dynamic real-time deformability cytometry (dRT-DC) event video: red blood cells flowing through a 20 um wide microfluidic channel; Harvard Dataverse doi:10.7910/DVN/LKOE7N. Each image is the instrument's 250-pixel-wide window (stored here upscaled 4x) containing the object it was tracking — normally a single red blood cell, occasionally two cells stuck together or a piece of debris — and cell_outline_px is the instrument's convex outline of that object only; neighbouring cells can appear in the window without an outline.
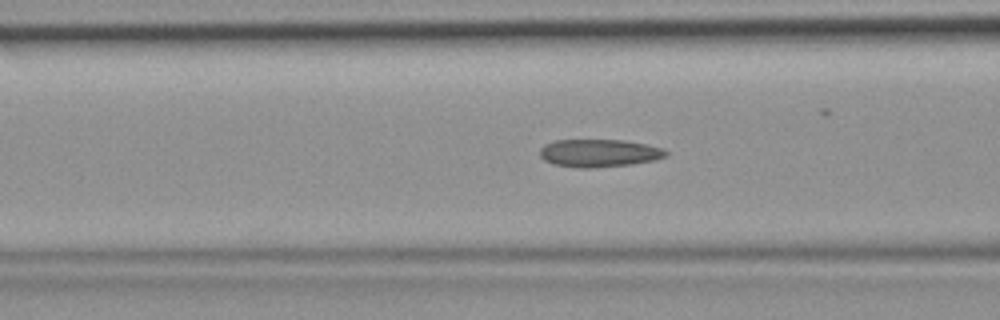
{"species": "common noctule bat (a hibernating species)", "species_latin": "Nyctalus noctula", "temperature_condition": "room temperature", "stored_images_in_passage": 45, "camera_frame_rate_fps": 3000, "um_per_image_px": 0.085, "animal": {"sex": "female", "body_mass_g": 19.9}, "frame": {"image": 1, "passage_image": 17, "time_ms": 5.333, "image_size_px": [1000, 320], "cell_outline_px": [[668, 156], [656, 160], [632, 164], [592, 168], [580, 168], [556, 164], [544, 160], [540, 156], [540, 148], [544, 144], [556, 140], [624, 140], [664, 148], [668, 152]], "centroid_in_image_um": [50.95, 13.01], "position_along_channel_um": 115.6, "area_um2": 20.46}}
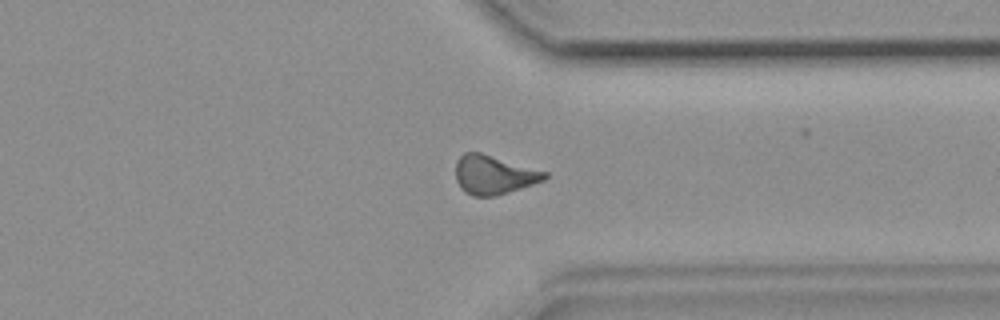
{"frame": {"image": 2, "passage_image": 34, "time_ms": 11.0, "image_size_px": [1000, 320], "cell_outline_px": [[548, 176], [544, 180], [496, 196], [472, 196], [464, 192], [460, 188], [456, 180], [456, 160], [464, 152], [480, 152], [548, 172]], "centroid_in_image_um": [41.94, 14.86], "position_along_channel_um": 369.5, "area_um2": 20.17}}
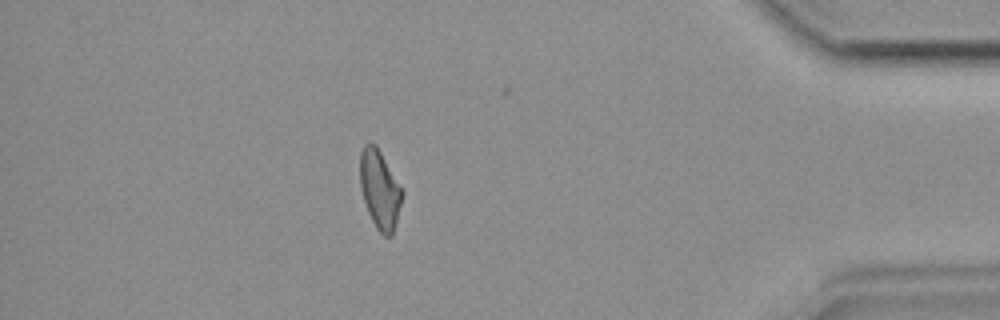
{"frame": {"image": 3, "passage_image": 39, "time_ms": 12.667, "image_size_px": [1000, 320], "cell_outline_px": [[404, 192], [396, 224], [392, 236], [384, 236], [376, 228], [368, 212], [360, 188], [360, 152], [364, 144], [376, 144]], "centroid_in_image_um": [32.28, 16.12], "position_along_channel_um": 402.9, "area_um2": 19.25}}